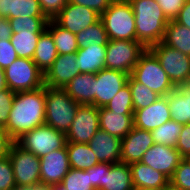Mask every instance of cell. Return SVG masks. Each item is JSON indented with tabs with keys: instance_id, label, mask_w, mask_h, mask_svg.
Masks as SVG:
<instances>
[{
	"instance_id": "6da1fadb",
	"label": "cell",
	"mask_w": 190,
	"mask_h": 190,
	"mask_svg": "<svg viewBox=\"0 0 190 190\" xmlns=\"http://www.w3.org/2000/svg\"><path fill=\"white\" fill-rule=\"evenodd\" d=\"M45 102V86L33 91L15 93L5 126L14 141L26 132L45 124Z\"/></svg>"
},
{
	"instance_id": "7a4b0ae2",
	"label": "cell",
	"mask_w": 190,
	"mask_h": 190,
	"mask_svg": "<svg viewBox=\"0 0 190 190\" xmlns=\"http://www.w3.org/2000/svg\"><path fill=\"white\" fill-rule=\"evenodd\" d=\"M132 6L135 24L136 41L146 49L160 43L165 35L169 20L155 0H128Z\"/></svg>"
},
{
	"instance_id": "3957f363",
	"label": "cell",
	"mask_w": 190,
	"mask_h": 190,
	"mask_svg": "<svg viewBox=\"0 0 190 190\" xmlns=\"http://www.w3.org/2000/svg\"><path fill=\"white\" fill-rule=\"evenodd\" d=\"M45 95V124L66 134L80 104L74 101L63 88L45 86Z\"/></svg>"
},
{
	"instance_id": "277c9868",
	"label": "cell",
	"mask_w": 190,
	"mask_h": 190,
	"mask_svg": "<svg viewBox=\"0 0 190 190\" xmlns=\"http://www.w3.org/2000/svg\"><path fill=\"white\" fill-rule=\"evenodd\" d=\"M101 20L109 40L136 41L135 16L128 0H113Z\"/></svg>"
},
{
	"instance_id": "5b68a950",
	"label": "cell",
	"mask_w": 190,
	"mask_h": 190,
	"mask_svg": "<svg viewBox=\"0 0 190 190\" xmlns=\"http://www.w3.org/2000/svg\"><path fill=\"white\" fill-rule=\"evenodd\" d=\"M131 76L160 96H167L175 89L158 58L149 48L140 55Z\"/></svg>"
},
{
	"instance_id": "8992f818",
	"label": "cell",
	"mask_w": 190,
	"mask_h": 190,
	"mask_svg": "<svg viewBox=\"0 0 190 190\" xmlns=\"http://www.w3.org/2000/svg\"><path fill=\"white\" fill-rule=\"evenodd\" d=\"M15 143L39 158L66 146V134L43 124L23 134Z\"/></svg>"
},
{
	"instance_id": "52a82bcc",
	"label": "cell",
	"mask_w": 190,
	"mask_h": 190,
	"mask_svg": "<svg viewBox=\"0 0 190 190\" xmlns=\"http://www.w3.org/2000/svg\"><path fill=\"white\" fill-rule=\"evenodd\" d=\"M4 72L7 88L13 92L33 91L45 86L44 73L32 59L18 57Z\"/></svg>"
},
{
	"instance_id": "ba28073f",
	"label": "cell",
	"mask_w": 190,
	"mask_h": 190,
	"mask_svg": "<svg viewBox=\"0 0 190 190\" xmlns=\"http://www.w3.org/2000/svg\"><path fill=\"white\" fill-rule=\"evenodd\" d=\"M146 48L138 41L109 40L106 45L105 68L131 75Z\"/></svg>"
},
{
	"instance_id": "9c48e42d",
	"label": "cell",
	"mask_w": 190,
	"mask_h": 190,
	"mask_svg": "<svg viewBox=\"0 0 190 190\" xmlns=\"http://www.w3.org/2000/svg\"><path fill=\"white\" fill-rule=\"evenodd\" d=\"M174 86L190 82V56L165 45L162 41L149 48Z\"/></svg>"
},
{
	"instance_id": "30bf717a",
	"label": "cell",
	"mask_w": 190,
	"mask_h": 190,
	"mask_svg": "<svg viewBox=\"0 0 190 190\" xmlns=\"http://www.w3.org/2000/svg\"><path fill=\"white\" fill-rule=\"evenodd\" d=\"M9 159L12 163L16 187L41 186L38 156L14 143L10 149Z\"/></svg>"
},
{
	"instance_id": "8fae6325",
	"label": "cell",
	"mask_w": 190,
	"mask_h": 190,
	"mask_svg": "<svg viewBox=\"0 0 190 190\" xmlns=\"http://www.w3.org/2000/svg\"><path fill=\"white\" fill-rule=\"evenodd\" d=\"M98 129V108L94 105H79L71 127L66 133V140L88 144Z\"/></svg>"
},
{
	"instance_id": "7c38bea8",
	"label": "cell",
	"mask_w": 190,
	"mask_h": 190,
	"mask_svg": "<svg viewBox=\"0 0 190 190\" xmlns=\"http://www.w3.org/2000/svg\"><path fill=\"white\" fill-rule=\"evenodd\" d=\"M101 19L96 11L68 2L53 19L63 29L78 34Z\"/></svg>"
},
{
	"instance_id": "4fadbf2b",
	"label": "cell",
	"mask_w": 190,
	"mask_h": 190,
	"mask_svg": "<svg viewBox=\"0 0 190 190\" xmlns=\"http://www.w3.org/2000/svg\"><path fill=\"white\" fill-rule=\"evenodd\" d=\"M70 169L66 146L44 155L40 158L41 186L48 188L61 183Z\"/></svg>"
},
{
	"instance_id": "5bb4252c",
	"label": "cell",
	"mask_w": 190,
	"mask_h": 190,
	"mask_svg": "<svg viewBox=\"0 0 190 190\" xmlns=\"http://www.w3.org/2000/svg\"><path fill=\"white\" fill-rule=\"evenodd\" d=\"M182 159L175 147L155 143L144 153L140 162L161 172L170 180Z\"/></svg>"
},
{
	"instance_id": "9a60e30c",
	"label": "cell",
	"mask_w": 190,
	"mask_h": 190,
	"mask_svg": "<svg viewBox=\"0 0 190 190\" xmlns=\"http://www.w3.org/2000/svg\"><path fill=\"white\" fill-rule=\"evenodd\" d=\"M129 74L112 69H102L95 74V106L105 107L127 84Z\"/></svg>"
},
{
	"instance_id": "2e32d148",
	"label": "cell",
	"mask_w": 190,
	"mask_h": 190,
	"mask_svg": "<svg viewBox=\"0 0 190 190\" xmlns=\"http://www.w3.org/2000/svg\"><path fill=\"white\" fill-rule=\"evenodd\" d=\"M76 60V53L58 54L51 67L44 74L45 86L64 88L76 75L81 73L76 65Z\"/></svg>"
},
{
	"instance_id": "e0dca14e",
	"label": "cell",
	"mask_w": 190,
	"mask_h": 190,
	"mask_svg": "<svg viewBox=\"0 0 190 190\" xmlns=\"http://www.w3.org/2000/svg\"><path fill=\"white\" fill-rule=\"evenodd\" d=\"M154 144L151 131L133 127L121 141V162L128 165L140 162L144 153Z\"/></svg>"
},
{
	"instance_id": "ac0fdd59",
	"label": "cell",
	"mask_w": 190,
	"mask_h": 190,
	"mask_svg": "<svg viewBox=\"0 0 190 190\" xmlns=\"http://www.w3.org/2000/svg\"><path fill=\"white\" fill-rule=\"evenodd\" d=\"M171 119L168 100L161 96L146 108L135 110L133 113L134 127L152 131Z\"/></svg>"
},
{
	"instance_id": "d6986e66",
	"label": "cell",
	"mask_w": 190,
	"mask_h": 190,
	"mask_svg": "<svg viewBox=\"0 0 190 190\" xmlns=\"http://www.w3.org/2000/svg\"><path fill=\"white\" fill-rule=\"evenodd\" d=\"M121 141L99 128L88 144L100 163L116 164L121 162Z\"/></svg>"
},
{
	"instance_id": "ffe728a7",
	"label": "cell",
	"mask_w": 190,
	"mask_h": 190,
	"mask_svg": "<svg viewBox=\"0 0 190 190\" xmlns=\"http://www.w3.org/2000/svg\"><path fill=\"white\" fill-rule=\"evenodd\" d=\"M134 187L169 190V179L161 172L141 163L130 164Z\"/></svg>"
},
{
	"instance_id": "44dd1931",
	"label": "cell",
	"mask_w": 190,
	"mask_h": 190,
	"mask_svg": "<svg viewBox=\"0 0 190 190\" xmlns=\"http://www.w3.org/2000/svg\"><path fill=\"white\" fill-rule=\"evenodd\" d=\"M63 89L80 105L95 106V74L80 73L76 75Z\"/></svg>"
},
{
	"instance_id": "7402d4cb",
	"label": "cell",
	"mask_w": 190,
	"mask_h": 190,
	"mask_svg": "<svg viewBox=\"0 0 190 190\" xmlns=\"http://www.w3.org/2000/svg\"><path fill=\"white\" fill-rule=\"evenodd\" d=\"M166 97L171 119L182 125L190 123V82L176 85Z\"/></svg>"
},
{
	"instance_id": "603a6c76",
	"label": "cell",
	"mask_w": 190,
	"mask_h": 190,
	"mask_svg": "<svg viewBox=\"0 0 190 190\" xmlns=\"http://www.w3.org/2000/svg\"><path fill=\"white\" fill-rule=\"evenodd\" d=\"M99 128L110 135L123 139L134 127L133 115H121L105 107L98 108Z\"/></svg>"
},
{
	"instance_id": "cb8c5ba5",
	"label": "cell",
	"mask_w": 190,
	"mask_h": 190,
	"mask_svg": "<svg viewBox=\"0 0 190 190\" xmlns=\"http://www.w3.org/2000/svg\"><path fill=\"white\" fill-rule=\"evenodd\" d=\"M106 45H90L79 48L76 52V62L80 72L96 74L105 68Z\"/></svg>"
},
{
	"instance_id": "d4e9b609",
	"label": "cell",
	"mask_w": 190,
	"mask_h": 190,
	"mask_svg": "<svg viewBox=\"0 0 190 190\" xmlns=\"http://www.w3.org/2000/svg\"><path fill=\"white\" fill-rule=\"evenodd\" d=\"M26 16L46 17L39 0H0V17L9 20Z\"/></svg>"
},
{
	"instance_id": "484cf974",
	"label": "cell",
	"mask_w": 190,
	"mask_h": 190,
	"mask_svg": "<svg viewBox=\"0 0 190 190\" xmlns=\"http://www.w3.org/2000/svg\"><path fill=\"white\" fill-rule=\"evenodd\" d=\"M58 56L51 33L45 29L39 36L32 60L45 74Z\"/></svg>"
},
{
	"instance_id": "4316f807",
	"label": "cell",
	"mask_w": 190,
	"mask_h": 190,
	"mask_svg": "<svg viewBox=\"0 0 190 190\" xmlns=\"http://www.w3.org/2000/svg\"><path fill=\"white\" fill-rule=\"evenodd\" d=\"M130 165L126 163L112 164L105 172L104 187L101 190H133Z\"/></svg>"
},
{
	"instance_id": "83f0119b",
	"label": "cell",
	"mask_w": 190,
	"mask_h": 190,
	"mask_svg": "<svg viewBox=\"0 0 190 190\" xmlns=\"http://www.w3.org/2000/svg\"><path fill=\"white\" fill-rule=\"evenodd\" d=\"M66 150L70 168L86 170L99 163L97 156L90 149L89 144L67 142Z\"/></svg>"
},
{
	"instance_id": "f1b7e54d",
	"label": "cell",
	"mask_w": 190,
	"mask_h": 190,
	"mask_svg": "<svg viewBox=\"0 0 190 190\" xmlns=\"http://www.w3.org/2000/svg\"><path fill=\"white\" fill-rule=\"evenodd\" d=\"M162 42L190 56V29L174 20H170L165 29Z\"/></svg>"
},
{
	"instance_id": "f546056e",
	"label": "cell",
	"mask_w": 190,
	"mask_h": 190,
	"mask_svg": "<svg viewBox=\"0 0 190 190\" xmlns=\"http://www.w3.org/2000/svg\"><path fill=\"white\" fill-rule=\"evenodd\" d=\"M46 29L54 39L58 54H70L78 51L76 34L63 29L53 19L48 20Z\"/></svg>"
},
{
	"instance_id": "4dcf8cb0",
	"label": "cell",
	"mask_w": 190,
	"mask_h": 190,
	"mask_svg": "<svg viewBox=\"0 0 190 190\" xmlns=\"http://www.w3.org/2000/svg\"><path fill=\"white\" fill-rule=\"evenodd\" d=\"M76 39L79 48H86L90 45H107L109 41L104 23L101 19L76 34Z\"/></svg>"
},
{
	"instance_id": "1f68e13d",
	"label": "cell",
	"mask_w": 190,
	"mask_h": 190,
	"mask_svg": "<svg viewBox=\"0 0 190 190\" xmlns=\"http://www.w3.org/2000/svg\"><path fill=\"white\" fill-rule=\"evenodd\" d=\"M42 32H20L12 34L10 42L18 57L32 59Z\"/></svg>"
},
{
	"instance_id": "d6a6232c",
	"label": "cell",
	"mask_w": 190,
	"mask_h": 190,
	"mask_svg": "<svg viewBox=\"0 0 190 190\" xmlns=\"http://www.w3.org/2000/svg\"><path fill=\"white\" fill-rule=\"evenodd\" d=\"M127 83L130 86L134 111L148 107L161 97L144 84L137 82L131 75Z\"/></svg>"
},
{
	"instance_id": "836d02e7",
	"label": "cell",
	"mask_w": 190,
	"mask_h": 190,
	"mask_svg": "<svg viewBox=\"0 0 190 190\" xmlns=\"http://www.w3.org/2000/svg\"><path fill=\"white\" fill-rule=\"evenodd\" d=\"M183 125L173 119L151 131L154 143L175 147Z\"/></svg>"
},
{
	"instance_id": "e575fe53",
	"label": "cell",
	"mask_w": 190,
	"mask_h": 190,
	"mask_svg": "<svg viewBox=\"0 0 190 190\" xmlns=\"http://www.w3.org/2000/svg\"><path fill=\"white\" fill-rule=\"evenodd\" d=\"M47 17H17L9 19L12 33L43 32L48 23Z\"/></svg>"
},
{
	"instance_id": "d590c367",
	"label": "cell",
	"mask_w": 190,
	"mask_h": 190,
	"mask_svg": "<svg viewBox=\"0 0 190 190\" xmlns=\"http://www.w3.org/2000/svg\"><path fill=\"white\" fill-rule=\"evenodd\" d=\"M105 108L112 112L121 113V115H133V101L128 83L111 99Z\"/></svg>"
},
{
	"instance_id": "8d00e7d4",
	"label": "cell",
	"mask_w": 190,
	"mask_h": 190,
	"mask_svg": "<svg viewBox=\"0 0 190 190\" xmlns=\"http://www.w3.org/2000/svg\"><path fill=\"white\" fill-rule=\"evenodd\" d=\"M61 184L66 190H96L91 185V178L86 170L71 168L63 178Z\"/></svg>"
},
{
	"instance_id": "74e56055",
	"label": "cell",
	"mask_w": 190,
	"mask_h": 190,
	"mask_svg": "<svg viewBox=\"0 0 190 190\" xmlns=\"http://www.w3.org/2000/svg\"><path fill=\"white\" fill-rule=\"evenodd\" d=\"M169 190H190V159L183 158L169 181Z\"/></svg>"
},
{
	"instance_id": "f35d334b",
	"label": "cell",
	"mask_w": 190,
	"mask_h": 190,
	"mask_svg": "<svg viewBox=\"0 0 190 190\" xmlns=\"http://www.w3.org/2000/svg\"><path fill=\"white\" fill-rule=\"evenodd\" d=\"M15 176L9 156L0 160V190H14Z\"/></svg>"
},
{
	"instance_id": "ab89813d",
	"label": "cell",
	"mask_w": 190,
	"mask_h": 190,
	"mask_svg": "<svg viewBox=\"0 0 190 190\" xmlns=\"http://www.w3.org/2000/svg\"><path fill=\"white\" fill-rule=\"evenodd\" d=\"M112 164L109 163H98L93 167L86 169L91 178V185L96 190H101L104 187L105 172H107Z\"/></svg>"
},
{
	"instance_id": "60d3db41",
	"label": "cell",
	"mask_w": 190,
	"mask_h": 190,
	"mask_svg": "<svg viewBox=\"0 0 190 190\" xmlns=\"http://www.w3.org/2000/svg\"><path fill=\"white\" fill-rule=\"evenodd\" d=\"M16 92L10 89L0 91V125H7L8 116L12 107V102Z\"/></svg>"
},
{
	"instance_id": "b9f144b4",
	"label": "cell",
	"mask_w": 190,
	"mask_h": 190,
	"mask_svg": "<svg viewBox=\"0 0 190 190\" xmlns=\"http://www.w3.org/2000/svg\"><path fill=\"white\" fill-rule=\"evenodd\" d=\"M18 58L17 52L9 40H0V68L5 70Z\"/></svg>"
},
{
	"instance_id": "7bdbcfd3",
	"label": "cell",
	"mask_w": 190,
	"mask_h": 190,
	"mask_svg": "<svg viewBox=\"0 0 190 190\" xmlns=\"http://www.w3.org/2000/svg\"><path fill=\"white\" fill-rule=\"evenodd\" d=\"M157 4L161 7L166 18L170 20H175L178 16L179 11L184 6L186 0H155Z\"/></svg>"
},
{
	"instance_id": "ee69618b",
	"label": "cell",
	"mask_w": 190,
	"mask_h": 190,
	"mask_svg": "<svg viewBox=\"0 0 190 190\" xmlns=\"http://www.w3.org/2000/svg\"><path fill=\"white\" fill-rule=\"evenodd\" d=\"M68 2L69 0H39L41 10L48 19H54Z\"/></svg>"
},
{
	"instance_id": "f6af8a7d",
	"label": "cell",
	"mask_w": 190,
	"mask_h": 190,
	"mask_svg": "<svg viewBox=\"0 0 190 190\" xmlns=\"http://www.w3.org/2000/svg\"><path fill=\"white\" fill-rule=\"evenodd\" d=\"M176 149L183 158L190 157V123L183 125L178 137Z\"/></svg>"
},
{
	"instance_id": "bcb514c9",
	"label": "cell",
	"mask_w": 190,
	"mask_h": 190,
	"mask_svg": "<svg viewBox=\"0 0 190 190\" xmlns=\"http://www.w3.org/2000/svg\"><path fill=\"white\" fill-rule=\"evenodd\" d=\"M112 1L113 0H69L70 3L90 8L99 15H102L109 8Z\"/></svg>"
},
{
	"instance_id": "7dc6e473",
	"label": "cell",
	"mask_w": 190,
	"mask_h": 190,
	"mask_svg": "<svg viewBox=\"0 0 190 190\" xmlns=\"http://www.w3.org/2000/svg\"><path fill=\"white\" fill-rule=\"evenodd\" d=\"M15 141L8 135L6 128L0 125V160L9 156L11 146Z\"/></svg>"
},
{
	"instance_id": "c3c4849f",
	"label": "cell",
	"mask_w": 190,
	"mask_h": 190,
	"mask_svg": "<svg viewBox=\"0 0 190 190\" xmlns=\"http://www.w3.org/2000/svg\"><path fill=\"white\" fill-rule=\"evenodd\" d=\"M174 21L190 29V0H186Z\"/></svg>"
},
{
	"instance_id": "681fc988",
	"label": "cell",
	"mask_w": 190,
	"mask_h": 190,
	"mask_svg": "<svg viewBox=\"0 0 190 190\" xmlns=\"http://www.w3.org/2000/svg\"><path fill=\"white\" fill-rule=\"evenodd\" d=\"M12 34L9 20L0 17V40H9Z\"/></svg>"
},
{
	"instance_id": "f907efd6",
	"label": "cell",
	"mask_w": 190,
	"mask_h": 190,
	"mask_svg": "<svg viewBox=\"0 0 190 190\" xmlns=\"http://www.w3.org/2000/svg\"><path fill=\"white\" fill-rule=\"evenodd\" d=\"M7 89L6 80H5V72L0 68V91Z\"/></svg>"
},
{
	"instance_id": "816d5d0a",
	"label": "cell",
	"mask_w": 190,
	"mask_h": 190,
	"mask_svg": "<svg viewBox=\"0 0 190 190\" xmlns=\"http://www.w3.org/2000/svg\"><path fill=\"white\" fill-rule=\"evenodd\" d=\"M44 187L35 186V187H16L14 190H42Z\"/></svg>"
},
{
	"instance_id": "f5cc1de1",
	"label": "cell",
	"mask_w": 190,
	"mask_h": 190,
	"mask_svg": "<svg viewBox=\"0 0 190 190\" xmlns=\"http://www.w3.org/2000/svg\"><path fill=\"white\" fill-rule=\"evenodd\" d=\"M48 190H66V188L61 184H54L47 188Z\"/></svg>"
},
{
	"instance_id": "db71d44e",
	"label": "cell",
	"mask_w": 190,
	"mask_h": 190,
	"mask_svg": "<svg viewBox=\"0 0 190 190\" xmlns=\"http://www.w3.org/2000/svg\"><path fill=\"white\" fill-rule=\"evenodd\" d=\"M133 190H153V189H145V188L134 187Z\"/></svg>"
}]
</instances>
